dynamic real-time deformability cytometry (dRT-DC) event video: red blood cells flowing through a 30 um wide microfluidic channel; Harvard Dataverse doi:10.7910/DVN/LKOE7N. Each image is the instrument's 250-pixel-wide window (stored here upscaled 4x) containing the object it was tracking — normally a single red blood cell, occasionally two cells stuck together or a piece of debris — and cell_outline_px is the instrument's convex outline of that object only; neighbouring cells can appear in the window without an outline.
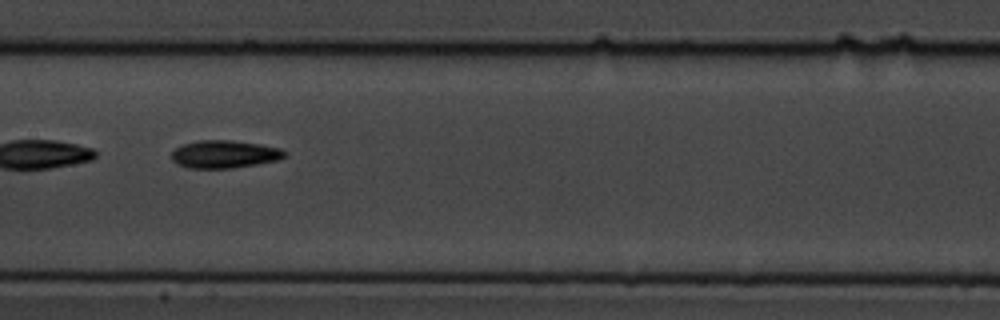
{"species": "common noctule bat (a hibernating species)", "species_latin": "Nyctalus noctula", "temperature_condition": "cold", "stored_images_in_passage": 16, "camera_frame_rate_fps": 3000, "um_per_image_px": 0.085, "animal": {"sex": "male", "body_mass_g": 19.5, "forearm_length_mm": 54.6}, "frame": {"image": 1, "passage_image": 10, "time_ms": 10.333, "image_size_px": [1000, 320], "cell_outline_px": [[284, 156], [276, 160], [256, 164], [232, 168], [188, 168], [176, 164], [172, 160], [172, 152], [176, 148], [184, 144], [196, 140], [232, 140], [260, 144], [280, 148], [284, 152]], "centroid_in_image_um": [19.02, 13.1], "position_along_channel_um": 188.4, "area_um2": 18.15}}
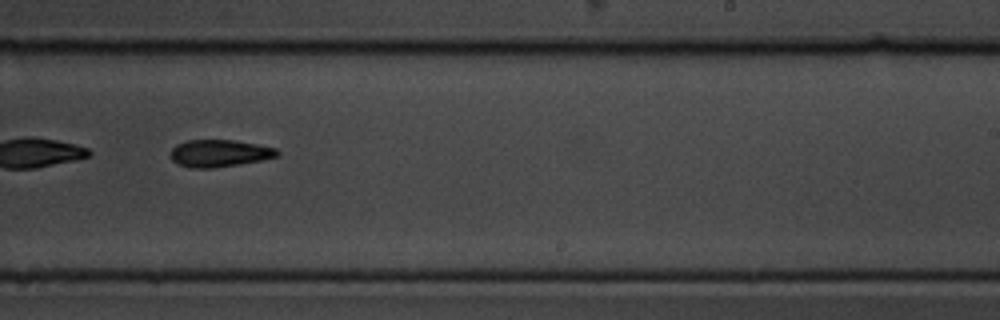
{"frame": {"image": 2, "passage_image": 12, "time_ms": 12.667, "image_size_px": [1000, 320], "cell_outline_px": [[280, 152], [276, 156], [260, 160], [212, 168], [192, 168], [176, 164], [172, 160], [172, 148], [176, 144], [188, 140], [232, 140], [256, 144], [276, 148]], "centroid_in_image_um": [18.61, 13.02], "position_along_channel_um": 270.4, "area_um2": 16.65}}